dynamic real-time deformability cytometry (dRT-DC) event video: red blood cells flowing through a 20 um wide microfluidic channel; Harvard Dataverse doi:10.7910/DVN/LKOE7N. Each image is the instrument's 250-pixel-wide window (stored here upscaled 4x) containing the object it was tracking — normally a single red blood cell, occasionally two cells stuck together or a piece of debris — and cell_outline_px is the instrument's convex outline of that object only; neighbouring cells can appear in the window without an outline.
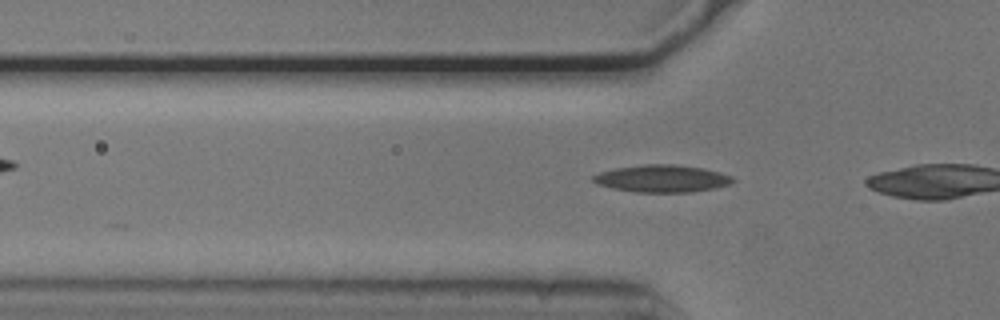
{"species": "common noctule bat (a hibernating species)", "species_latin": "Nyctalus noctula", "temperature_condition": "cold", "stored_images_in_passage": 6, "camera_frame_rate_fps": 3000, "um_per_image_px": 0.085, "animal": {"sex": "male", "body_mass_g": 20.5, "forearm_length_mm": 52.5}, "frame": {"image": 1, "passage_image": 5, "time_ms": 1.333, "image_size_px": [1000, 320], "cell_outline_px": [[736, 180], [728, 184], [716, 188], [692, 192], [636, 192], [612, 188], [596, 184], [592, 180], [592, 176], [600, 172], [616, 168], [644, 164], [676, 164], [704, 168], [720, 172], [732, 176]], "centroid_in_image_um": [56.28, 15.17], "position_along_channel_um": 69.5, "area_um2": 22.31}}